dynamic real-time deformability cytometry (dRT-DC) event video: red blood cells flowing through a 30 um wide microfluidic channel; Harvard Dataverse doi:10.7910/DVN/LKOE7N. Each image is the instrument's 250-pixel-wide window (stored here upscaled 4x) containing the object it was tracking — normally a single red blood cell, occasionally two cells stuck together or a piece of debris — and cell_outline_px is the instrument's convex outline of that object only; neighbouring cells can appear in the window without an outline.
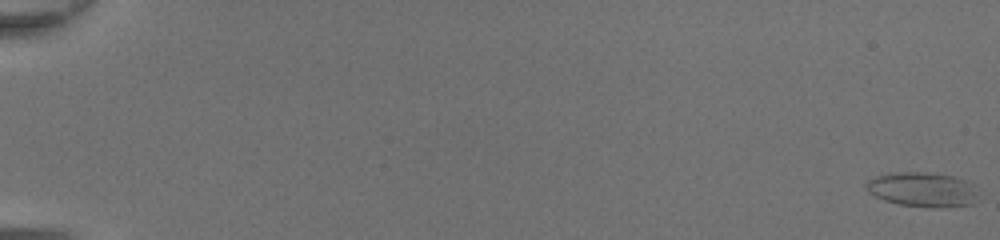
{"species": "common noctule bat (a hibernating species)", "species_latin": "Nyctalus noctula", "temperature_condition": "room temperature", "stored_images_in_passage": 51, "camera_frame_rate_fps": 3000, "um_per_image_px": 0.085, "animal": {"sex": "female", "body_mass_g": 20.0, "forearm_length_mm": 54.0}, "frame": {"image": 1, "passage_image": 1, "time_ms": 0.0, "image_size_px": [1000, 240], "cell_outline_px": [[976, 204], [940, 208], [932, 208], [900, 204], [884, 200], [868, 192], [864, 188], [864, 184], [868, 180], [876, 176], [892, 172], [928, 172], [952, 176], [964, 180], [976, 192]], "centroid_in_image_um": [78.36, 16.12], "position_along_channel_um": 6.6, "area_um2": 22.6}}
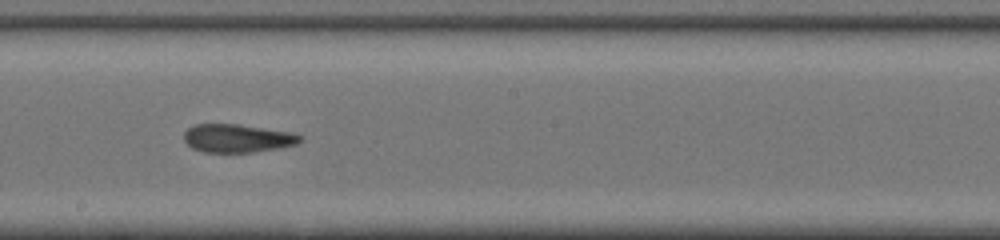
{"frame": {"image": 2, "passage_image": 31, "time_ms": 10.0, "image_size_px": [1000, 240], "cell_outline_px": [[304, 140], [296, 144], [280, 148], [252, 152], [204, 152], [192, 148], [184, 140], [184, 132], [192, 124], [240, 124], [292, 132], [300, 136]], "centroid_in_image_um": [20.18, 11.74], "position_along_channel_um": 228.0, "area_um2": 19.25}}
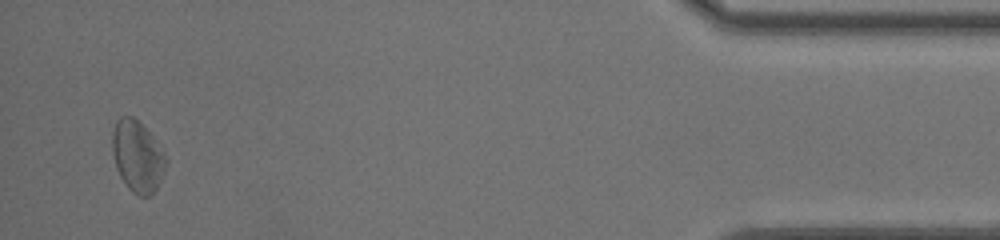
{"frame": {"image": 3, "passage_image": 49, "time_ms": 16.0, "image_size_px": [1000, 240], "cell_outline_px": [[168, 160], [160, 180], [152, 196], [140, 196], [132, 192], [128, 188], [120, 176], [116, 168], [112, 152], [112, 132], [116, 120], [120, 116], [132, 116], [152, 136], [164, 152]], "centroid_in_image_um": [11.67, 13.3], "position_along_channel_um": 423.5, "area_um2": 22.2}}